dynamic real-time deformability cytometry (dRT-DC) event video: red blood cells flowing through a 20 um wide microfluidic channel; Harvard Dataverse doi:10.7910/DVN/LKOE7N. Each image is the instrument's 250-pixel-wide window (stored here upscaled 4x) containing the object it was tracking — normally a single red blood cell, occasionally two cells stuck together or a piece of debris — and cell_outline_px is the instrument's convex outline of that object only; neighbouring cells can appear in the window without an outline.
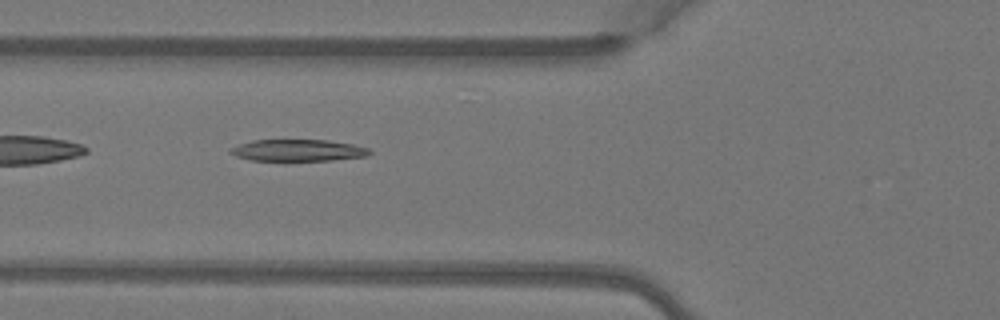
{"species": "Egyptian fruit bat (a non-hibernating species)", "species_latin": "Rousettus aegyptiacus", "temperature_condition": "warm", "stored_images_in_passage": 4, "camera_frame_rate_fps": 3000, "um_per_image_px": 0.085, "animal": {"sex": "female"}, "frame": {"image": 1, "passage_image": 2, "time_ms": 0.333, "image_size_px": [1000, 320], "cell_outline_px": [[372, 152], [368, 156], [332, 160], [248, 160], [236, 156], [228, 152], [228, 148], [252, 140], [328, 140], [352, 144], [368, 148]], "centroid_in_image_um": [25.3, 12.77], "position_along_channel_um": 100.5, "area_um2": 17.57}}
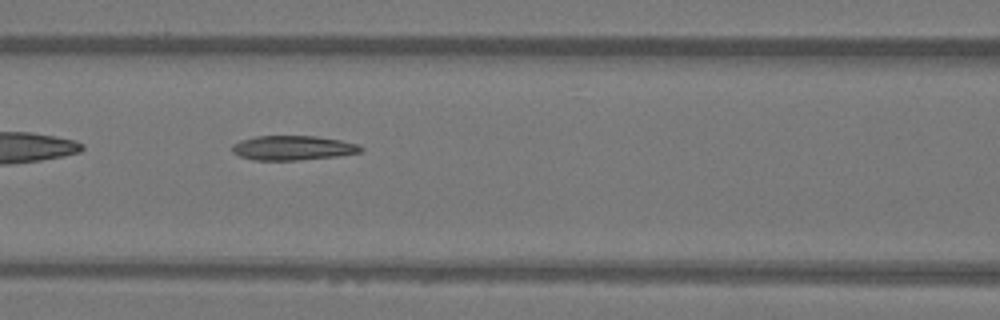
{"frame": {"image": 2, "passage_image": 3, "time_ms": 0.667, "image_size_px": [1000, 320], "cell_outline_px": [[364, 148], [360, 152], [336, 156], [296, 160], [252, 160], [240, 156], [232, 152], [232, 144], [240, 140], [256, 136], [316, 136], [340, 140], [360, 144]], "centroid_in_image_um": [24.88, 12.56], "position_along_channel_um": 141.7, "area_um2": 18.38}}
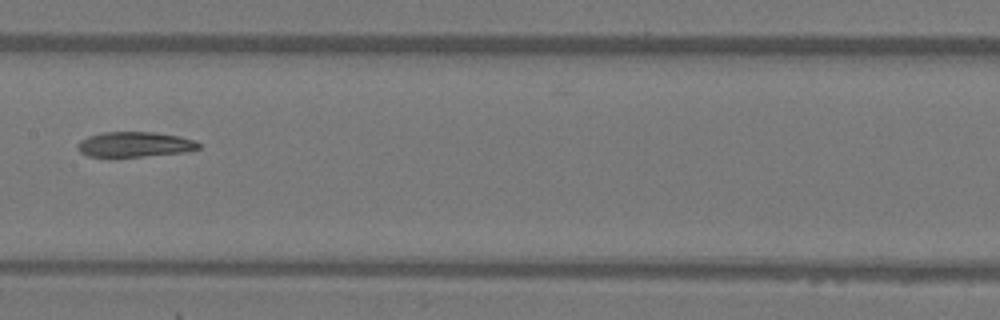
{"frame": {"image": 3, "passage_image": 4, "time_ms": 1.0, "image_size_px": [1000, 320], "cell_outline_px": [[200, 148], [184, 152], [140, 156], [88, 156], [80, 152], [76, 148], [76, 144], [80, 140], [88, 136], [104, 132], [156, 132], [180, 136], [196, 140], [200, 144]], "centroid_in_image_um": [11.45, 12.26], "position_along_channel_um": 196.0, "area_um2": 17.69}}